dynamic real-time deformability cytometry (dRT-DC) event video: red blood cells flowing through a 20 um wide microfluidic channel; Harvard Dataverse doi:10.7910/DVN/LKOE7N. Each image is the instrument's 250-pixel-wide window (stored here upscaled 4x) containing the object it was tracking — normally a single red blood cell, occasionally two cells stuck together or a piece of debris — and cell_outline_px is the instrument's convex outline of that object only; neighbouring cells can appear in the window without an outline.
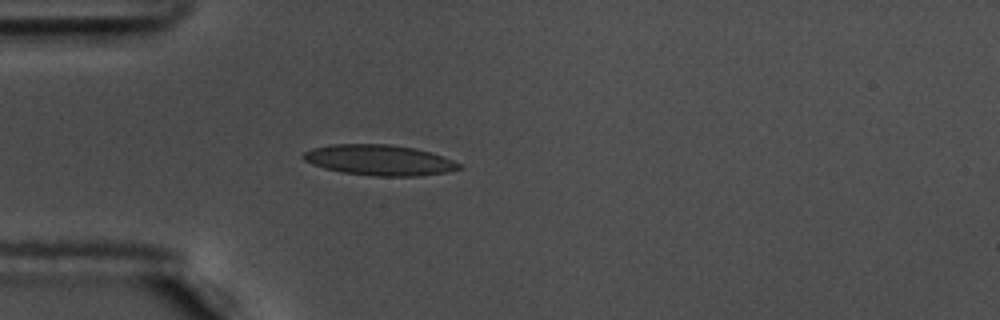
{"species": "common noctule bat (a hibernating species)", "species_latin": "Nyctalus noctula", "temperature_condition": "warm", "stored_images_in_passage": 34, "camera_frame_rate_fps": 3000, "um_per_image_px": 0.085, "animal": {"sex": "male", "body_mass_g": 17.5, "forearm_length_mm": 52.3}, "frame": {"image": 1, "passage_image": 1, "time_ms": 0.0, "image_size_px": [1000, 320], "cell_outline_px": [[464, 168], [448, 172], [416, 176], [376, 176], [344, 172], [324, 168], [312, 164], [304, 160], [300, 156], [304, 152], [312, 148], [332, 144], [388, 144], [416, 148], [452, 160], [460, 164]], "centroid_in_image_um": [32.22, 13.6], "position_along_channel_um": 52.8, "area_um2": 27.63}}
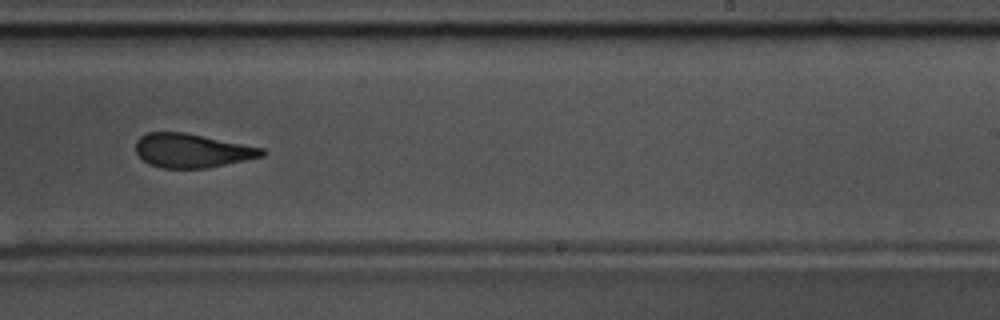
{"frame": {"image": 2, "passage_image": 20, "time_ms": 6.333, "image_size_px": [1000, 320], "cell_outline_px": [[264, 156], [204, 168], [164, 168], [148, 164], [136, 152], [136, 140], [140, 136], [148, 132], [184, 132], [264, 148]], "centroid_in_image_um": [16.29, 12.79], "position_along_channel_um": 272.7, "area_um2": 24.68}, "authors_computed_cell_mechanics": {"area_um2": 25.4031, "velocity_mm_per_s": 3.6222, "shape_relaxation_time_tau1_ms": 7.4638, "shape_relaxation_time_tau2_ms": 2.4583, "deformation_change_tau1": 0.212, "deformation_change_tau2": 0.114}}